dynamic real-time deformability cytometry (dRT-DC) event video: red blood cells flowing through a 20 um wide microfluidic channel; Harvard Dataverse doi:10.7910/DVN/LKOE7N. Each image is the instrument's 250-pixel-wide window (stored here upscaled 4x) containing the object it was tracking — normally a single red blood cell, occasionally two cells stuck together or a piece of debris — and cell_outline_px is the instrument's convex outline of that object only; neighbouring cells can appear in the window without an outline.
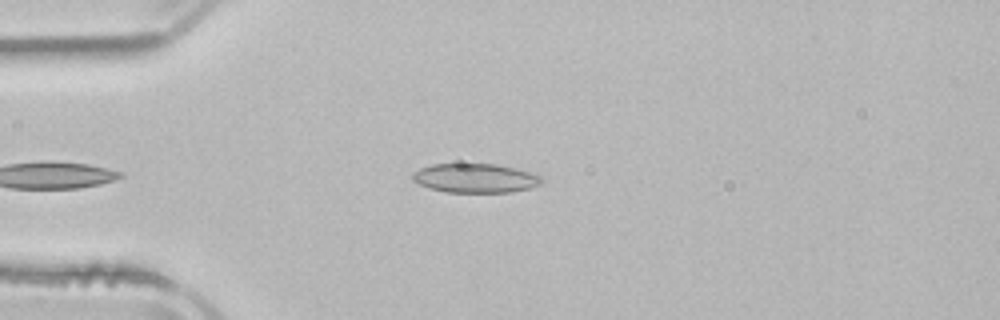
{"species": "common noctule bat (a hibernating species)", "species_latin": "Nyctalus noctula", "temperature_condition": "room temperature", "stored_images_in_passage": 37, "camera_frame_rate_fps": 3000, "um_per_image_px": 0.085, "animal": {"sex": "male", "body_mass_g": 21.5, "forearm_length_mm": 52.0}, "frame": {"image": 1, "passage_image": 1, "time_ms": 0.0, "image_size_px": [1000, 320], "cell_outline_px": [[544, 180], [540, 184], [528, 188], [512, 192], [448, 192], [428, 188], [412, 180], [412, 172], [420, 168], [432, 164], [496, 164], [528, 172], [540, 176]], "centroid_in_image_um": [40.35, 15.14], "position_along_channel_um": 44.6, "area_um2": 21.73}}
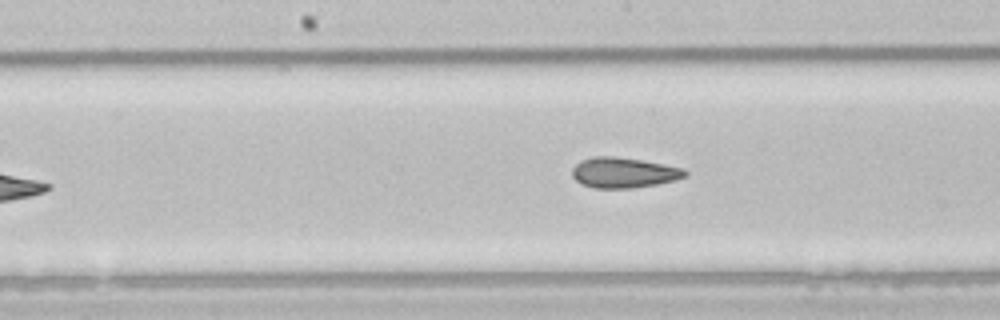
{"frame": {"image": 2, "passage_image": 14, "time_ms": 4.333, "image_size_px": [1000, 320], "cell_outline_px": [[688, 176], [676, 180], [656, 184], [632, 188], [592, 188], [580, 184], [572, 176], [572, 168], [580, 160], [592, 156], [612, 156], [640, 160], [664, 164], [684, 168], [688, 172]], "centroid_in_image_um": [53.01, 14.67], "position_along_channel_um": 195.2, "area_um2": 20.17}}
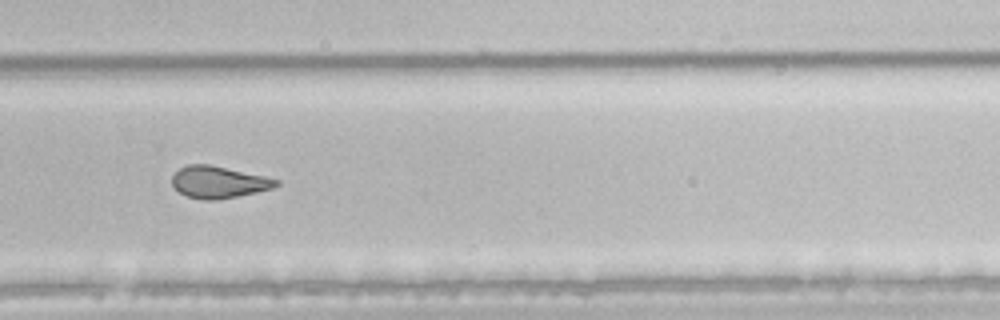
{"frame": {"image": 3, "passage_image": 23, "time_ms": 7.333, "image_size_px": [1000, 320], "cell_outline_px": [[280, 184], [272, 188], [256, 192], [220, 200], [200, 200], [188, 196], [180, 192], [172, 184], [172, 176], [180, 168], [188, 164], [208, 164], [264, 176], [280, 180]], "centroid_in_image_um": [18.58, 15.49], "position_along_channel_um": 311.2, "area_um2": 19.25}, "authors_computed_cell_mechanics": {"area_um2": 20.3456, "velocity_mm_per_s": 3.8891, "shape_relaxation_time_tau1_ms": null, "shape_relaxation_time_tau2_ms": 2.3934, "deformation_change_tau1": null, "deformation_change_tau2": 0.0767}}